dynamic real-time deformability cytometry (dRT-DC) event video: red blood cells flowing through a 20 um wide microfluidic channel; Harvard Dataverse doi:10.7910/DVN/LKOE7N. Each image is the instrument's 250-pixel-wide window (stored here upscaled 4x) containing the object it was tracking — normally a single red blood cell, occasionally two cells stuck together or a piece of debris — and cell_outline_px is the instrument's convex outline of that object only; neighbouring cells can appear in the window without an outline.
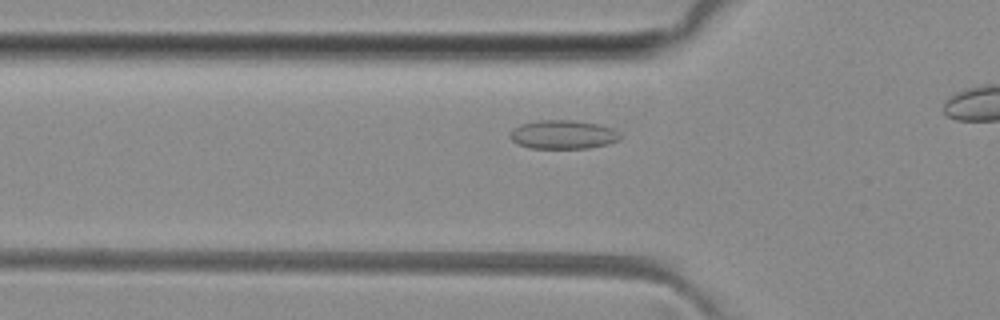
{"species": "common noctule bat (a hibernating species)", "species_latin": "Nyctalus noctula", "temperature_condition": "room temperature", "stored_images_in_passage": 29, "camera_frame_rate_fps": 3000, "um_per_image_px": 0.085, "animal": {"sex": "female", "body_mass_g": 29.2, "forearm_length_mm": 56.3}, "frame": {"image": 1, "passage_image": 6, "time_ms": 1.667, "image_size_px": [1000, 320], "cell_outline_px": [[620, 140], [608, 144], [588, 148], [528, 148], [516, 144], [508, 136], [512, 128], [520, 124], [536, 120], [572, 120], [600, 124], [612, 128], [620, 132]], "centroid_in_image_um": [47.83, 11.43], "position_along_channel_um": 78.0, "area_um2": 18.79}}
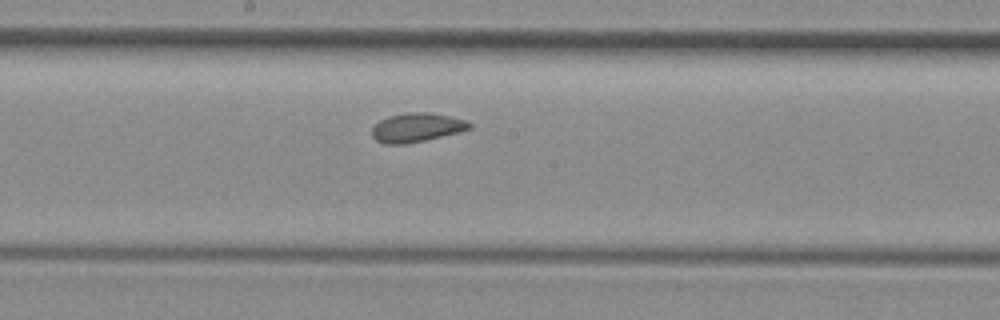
{"frame": {"image": 2, "passage_image": 16, "time_ms": 5.0, "image_size_px": [1000, 320], "cell_outline_px": [[472, 128], [424, 140], [404, 144], [384, 144], [376, 140], [372, 136], [372, 128], [380, 120], [388, 116], [404, 112], [428, 112], [448, 116], [464, 120], [472, 124]], "centroid_in_image_um": [35.37, 10.83], "position_along_channel_um": 212.8, "area_um2": 16.24}}
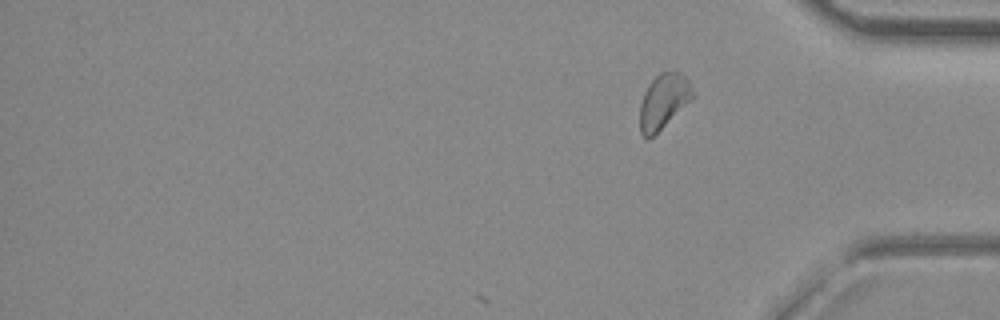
{"frame": {"image": 3, "passage_image": 29, "time_ms": 9.333, "image_size_px": [1000, 320], "cell_outline_px": [[692, 96], [648, 140], [640, 132], [640, 104], [644, 92], [648, 84], [660, 72], [680, 72], [688, 80], [692, 92]], "centroid_in_image_um": [56.33, 8.58], "position_along_channel_um": 378.9, "area_um2": 15.95}, "authors_computed_cell_mechanics": {"area_um2": 16.5308, "velocity_mm_per_s": 4.0389, "shape_relaxation_time_tau1_ms": null, "shape_relaxation_time_tau2_ms": 1.8327, "deformation_change_tau1": null, "deformation_change_tau2": 0.0603}}